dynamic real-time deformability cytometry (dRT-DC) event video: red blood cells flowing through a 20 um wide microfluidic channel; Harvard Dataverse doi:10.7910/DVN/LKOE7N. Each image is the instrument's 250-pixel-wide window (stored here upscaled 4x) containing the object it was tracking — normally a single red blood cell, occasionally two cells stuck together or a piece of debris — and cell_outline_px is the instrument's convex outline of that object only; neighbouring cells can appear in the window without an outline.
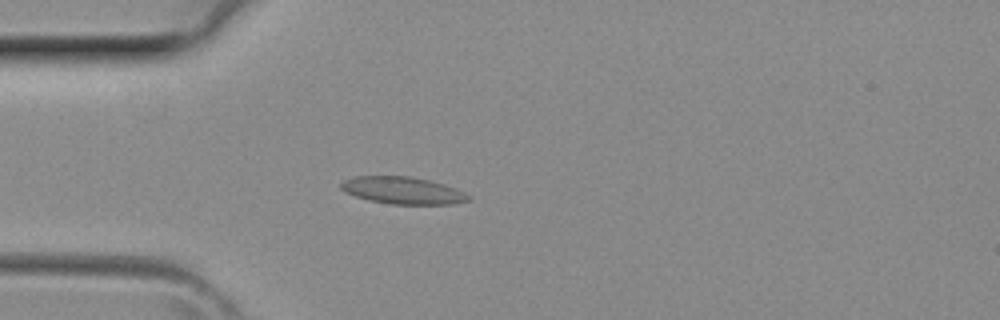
{"species": "common noctule bat (a hibernating species)", "species_latin": "Nyctalus noctula", "temperature_condition": "room temperature", "stored_images_in_passage": 32, "camera_frame_rate_fps": 3000, "um_per_image_px": 0.085, "animal": {"sex": "female", "body_mass_g": 29.2, "forearm_length_mm": 56.3}, "frame": {"image": 1, "passage_image": 3, "time_ms": 0.667, "image_size_px": [1000, 320], "cell_outline_px": [[472, 200], [452, 204], [392, 204], [368, 200], [344, 192], [340, 188], [340, 184], [344, 180], [356, 176], [412, 176], [444, 184], [456, 188], [472, 196]], "centroid_in_image_um": [34.26, 16.19], "position_along_channel_um": 50.7, "area_um2": 20.29}}
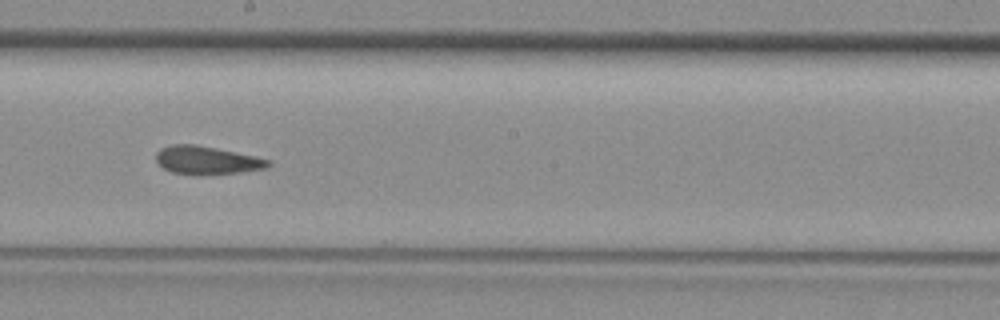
{"frame": {"image": 2, "passage_image": 14, "time_ms": 4.333, "image_size_px": [1000, 320], "cell_outline_px": [[272, 164], [268, 168], [240, 172], [172, 172], [164, 168], [156, 160], [156, 152], [160, 148], [172, 144], [196, 144], [256, 156], [272, 160]], "centroid_in_image_um": [17.63, 13.57], "position_along_channel_um": 230.6, "area_um2": 17.74}}
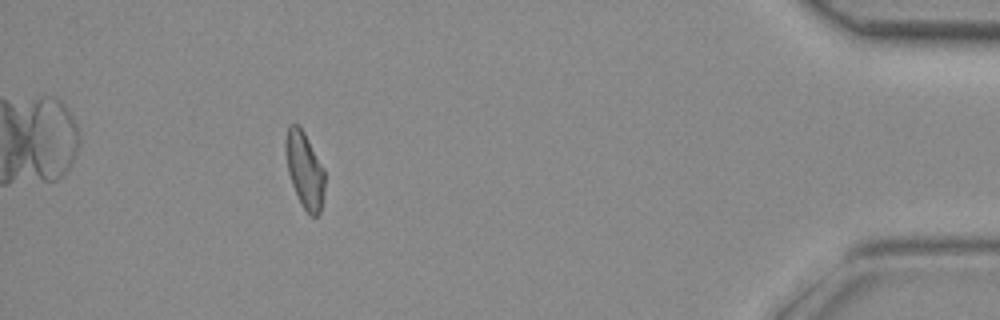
{"frame": {"image": 3, "passage_image": 28, "time_ms": 9.0, "image_size_px": [1000, 320], "cell_outline_px": [[324, 192], [320, 212], [316, 216], [312, 216], [300, 204], [292, 184], [288, 172], [284, 152], [284, 144], [288, 128], [292, 124], [296, 124], [304, 132], [324, 168]], "centroid_in_image_um": [25.88, 14.45], "position_along_channel_um": 409.3, "area_um2": 17.28}}